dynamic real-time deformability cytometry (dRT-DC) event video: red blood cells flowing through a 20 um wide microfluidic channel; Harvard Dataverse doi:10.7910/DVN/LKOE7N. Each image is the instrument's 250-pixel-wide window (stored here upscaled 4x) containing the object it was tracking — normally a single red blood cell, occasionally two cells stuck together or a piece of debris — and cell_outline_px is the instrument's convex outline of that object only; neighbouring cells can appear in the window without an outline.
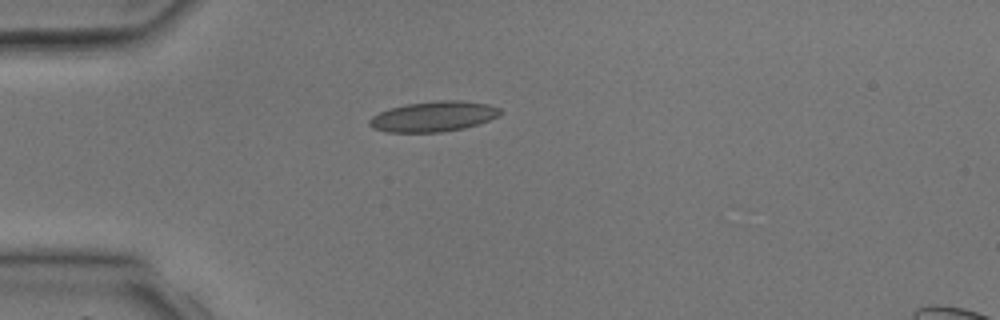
{"species": "common noctule bat (a hibernating species)", "species_latin": "Nyctalus noctula", "temperature_condition": "room temperature", "stored_images_in_passage": 1, "camera_frame_rate_fps": 3000, "um_per_image_px": 0.085, "animal": {"sex": "male", "body_mass_g": 17.9, "forearm_length_mm": 54.2}, "frame": {"image": 1, "passage_image": 1, "time_ms": 0.0, "image_size_px": [1000, 320], "cell_outline_px": [[504, 112], [488, 120], [464, 128], [440, 132], [384, 132], [372, 128], [368, 124], [368, 120], [372, 116], [380, 112], [392, 108], [408, 104], [436, 100], [460, 100], [488, 104], [500, 108]], "centroid_in_image_um": [36.83, 9.9], "position_along_channel_um": 48.2, "area_um2": 23.0}}